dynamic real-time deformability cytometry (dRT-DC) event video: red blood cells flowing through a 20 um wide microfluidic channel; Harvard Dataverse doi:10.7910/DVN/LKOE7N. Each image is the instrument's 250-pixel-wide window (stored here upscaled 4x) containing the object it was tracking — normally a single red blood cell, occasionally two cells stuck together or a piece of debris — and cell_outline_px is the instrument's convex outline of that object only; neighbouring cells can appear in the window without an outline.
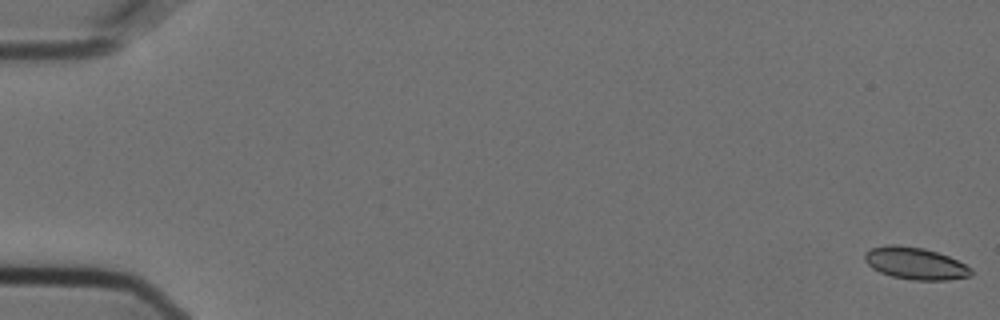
{"species": "Egyptian fruit bat (a non-hibernating species)", "species_latin": "Rousettus aegyptiacus", "temperature_condition": "cold", "stored_images_in_passage": 9, "camera_frame_rate_fps": 3000, "um_per_image_px": 0.085, "animal": {"sex": "female"}, "frame": {"image": 1, "passage_image": 1, "time_ms": 0.0, "image_size_px": [1000, 320], "cell_outline_px": [[972, 276], [948, 280], [916, 280], [892, 276], [880, 272], [872, 268], [864, 260], [864, 252], [872, 248], [888, 244], [896, 244], [924, 248], [948, 256], [972, 268]], "centroid_in_image_um": [77.79, 22.38], "position_along_channel_um": 7.2, "area_um2": 19.88}}